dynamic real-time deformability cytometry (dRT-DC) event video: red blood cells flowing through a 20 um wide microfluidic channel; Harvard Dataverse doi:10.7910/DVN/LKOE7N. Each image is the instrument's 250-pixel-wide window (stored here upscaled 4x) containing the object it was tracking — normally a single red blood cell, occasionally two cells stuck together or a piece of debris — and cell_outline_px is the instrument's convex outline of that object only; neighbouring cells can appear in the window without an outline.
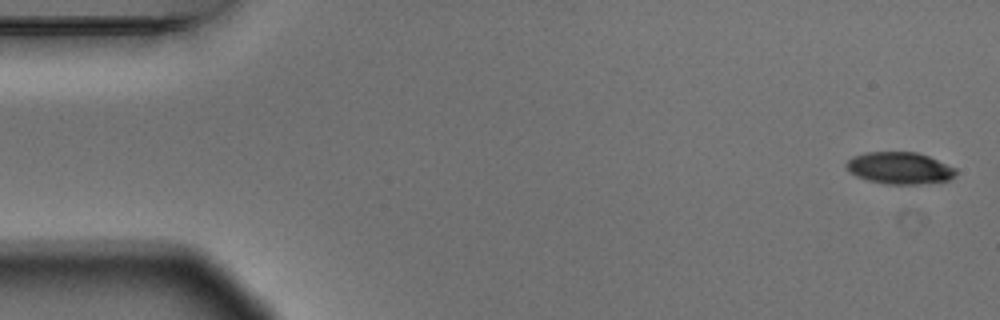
{"species": "Egyptian fruit bat (a non-hibernating species)", "species_latin": "Rousettus aegyptiacus", "temperature_condition": "warm", "stored_images_in_passage": 5, "camera_frame_rate_fps": 3000, "um_per_image_px": 0.085, "animal": {"sex": "male"}, "frame": {"image": 1, "passage_image": 1, "time_ms": 0.0, "image_size_px": [1000, 320], "cell_outline_px": [[956, 176], [948, 180], [920, 184], [888, 184], [868, 180], [856, 176], [844, 164], [852, 156], [864, 152], [916, 152], [928, 156], [956, 168]], "centroid_in_image_um": [76.47, 14.28], "position_along_channel_um": 8.5, "area_um2": 20.29}}
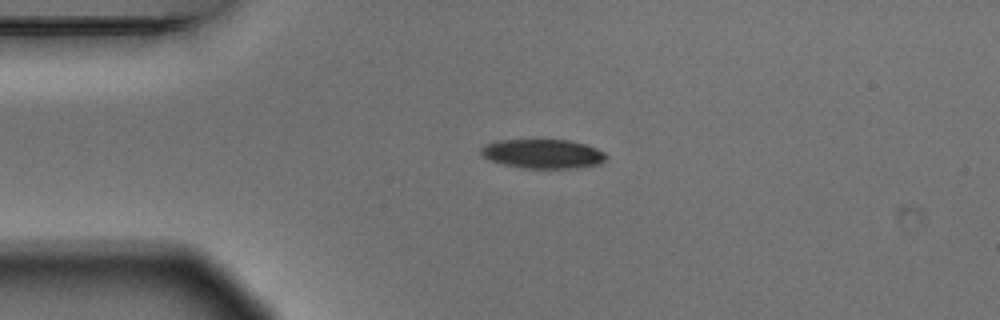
{"frame": {"image": 2, "passage_image": 4, "time_ms": 1.0, "image_size_px": [1000, 320], "cell_outline_px": [[608, 156], [600, 164], [580, 168], [524, 168], [504, 164], [492, 160], [484, 156], [480, 152], [480, 148], [484, 144], [496, 140], [568, 140], [588, 144], [604, 152]], "centroid_in_image_um": [46.18, 13.07], "position_along_channel_um": 38.8, "area_um2": 21.39}}